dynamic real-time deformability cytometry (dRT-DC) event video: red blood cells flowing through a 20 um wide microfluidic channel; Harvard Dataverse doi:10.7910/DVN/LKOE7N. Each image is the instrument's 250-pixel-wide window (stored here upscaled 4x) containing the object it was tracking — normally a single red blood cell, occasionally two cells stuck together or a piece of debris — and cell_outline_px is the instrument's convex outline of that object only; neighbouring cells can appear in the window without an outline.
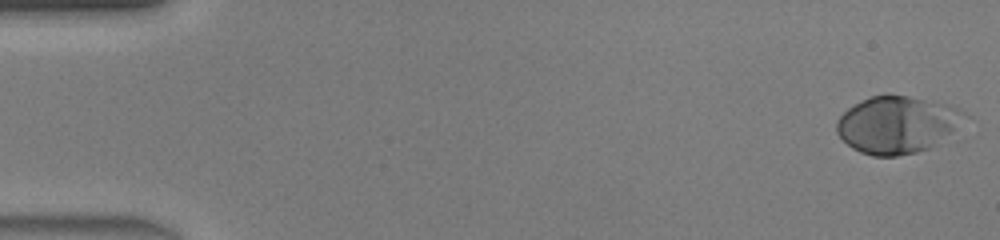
{"species": "human", "species_latin": "Homo sapiens", "temperature_condition": "warm", "stored_images_in_passage": 46, "camera_frame_rate_fps": 3000, "um_per_image_px": 0.085, "donor": {"sex": "male"}, "frame": {"image": 1, "passage_image": 1, "time_ms": 0.0, "image_size_px": [1000, 240], "cell_outline_px": [[972, 116], [928, 148], [916, 152], [896, 156], [872, 156], [860, 152], [852, 148], [836, 132], [836, 120], [848, 108], [860, 100], [884, 92], [888, 92], [952, 104], [960, 108]], "centroid_in_image_um": [76.27, 10.54], "position_along_channel_um": 8.7, "area_um2": 43.12}}
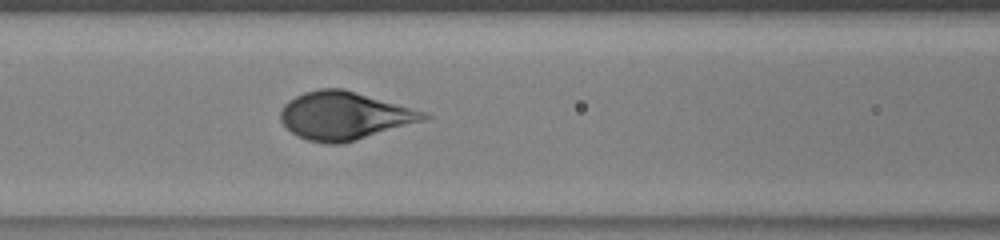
{"frame": {"image": 2, "passage_image": 20, "time_ms": 6.333, "image_size_px": [1000, 240], "cell_outline_px": [[432, 116], [424, 120], [344, 144], [328, 144], [308, 140], [296, 136], [280, 120], [280, 112], [284, 104], [288, 100], [304, 92], [320, 88], [344, 88], [428, 112]], "centroid_in_image_um": [29.28, 9.83], "position_along_channel_um": 137.3, "area_um2": 40.23}}
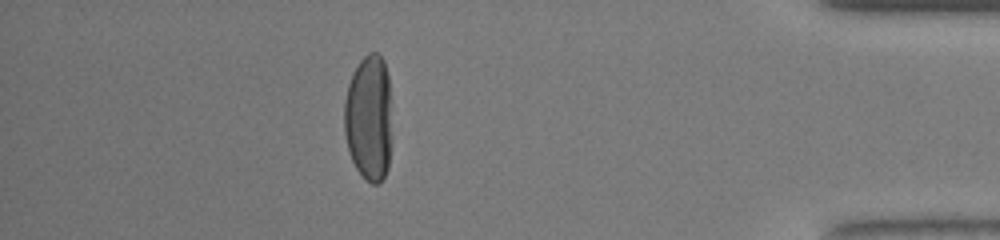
{"frame": {"image": 3, "passage_image": 41, "time_ms": 13.333, "image_size_px": [1000, 240], "cell_outline_px": [[388, 168], [384, 176], [376, 184], [372, 184], [364, 180], [356, 168], [352, 160], [348, 148], [344, 132], [344, 104], [348, 84], [352, 72], [360, 60], [368, 52], [376, 52], [384, 60], [388, 76]], "centroid_in_image_um": [31.29, 10.0], "position_along_channel_um": 403.9, "area_um2": 34.28}, "authors_computed_cell_mechanics": {"area_um2": 39.0439, "velocity_mm_per_s": 4.4301, "shape_relaxation_time_tau1_ms": 3.3079, "shape_relaxation_time_tau2_ms": null, "deformation_change_tau1": 0.2356, "deformation_change_tau2": null}}